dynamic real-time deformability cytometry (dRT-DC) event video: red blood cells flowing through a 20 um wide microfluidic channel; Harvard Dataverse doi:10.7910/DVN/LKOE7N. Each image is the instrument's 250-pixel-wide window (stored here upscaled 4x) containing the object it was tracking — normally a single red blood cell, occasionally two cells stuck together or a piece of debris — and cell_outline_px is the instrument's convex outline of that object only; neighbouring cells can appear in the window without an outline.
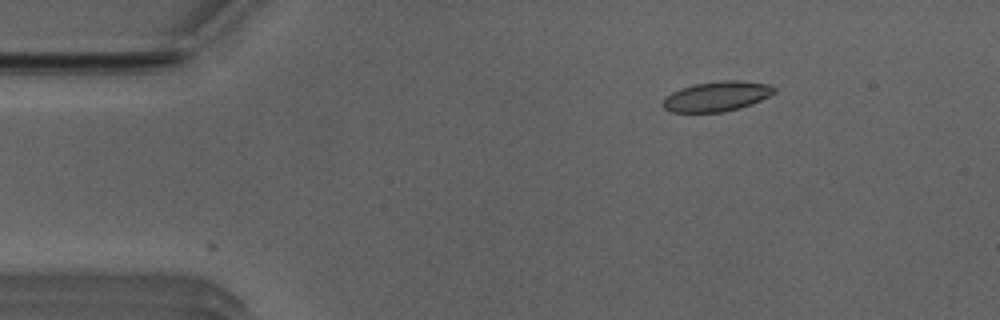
{"species": "Egyptian fruit bat (a non-hibernating species)", "species_latin": "Rousettus aegyptiacus", "temperature_condition": "room temperature", "stored_images_in_passage": 2, "camera_frame_rate_fps": 3000, "um_per_image_px": 0.085, "animal": {"sex": "male"}, "frame": {"image": 1, "passage_image": 1, "time_ms": 0.0, "image_size_px": [1000, 320], "cell_outline_px": [[776, 92], [752, 104], [724, 112], [672, 112], [664, 108], [664, 96], [680, 88], [696, 84], [724, 80], [740, 80], [768, 84], [776, 88]], "centroid_in_image_um": [60.93, 8.18], "position_along_channel_um": 24.1, "area_um2": 19.31}}